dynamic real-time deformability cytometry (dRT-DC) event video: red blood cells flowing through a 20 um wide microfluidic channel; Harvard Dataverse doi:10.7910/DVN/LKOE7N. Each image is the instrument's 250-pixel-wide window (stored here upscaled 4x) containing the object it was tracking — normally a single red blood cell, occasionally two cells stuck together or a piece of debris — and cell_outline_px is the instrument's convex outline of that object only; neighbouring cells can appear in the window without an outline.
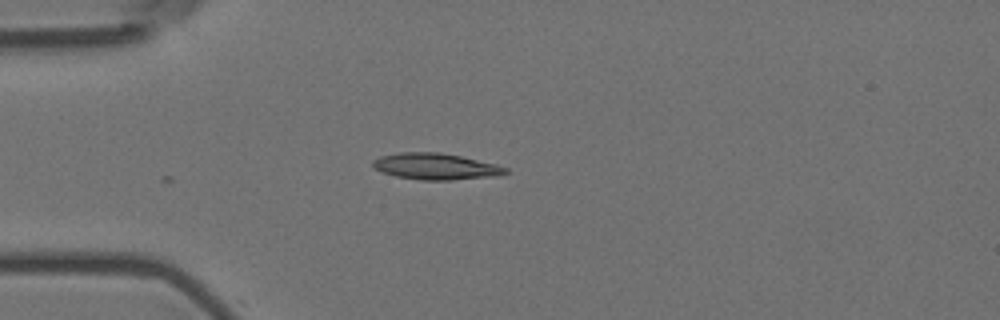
{"species": "Egyptian fruit bat (a non-hibernating species)", "species_latin": "Rousettus aegyptiacus", "temperature_condition": "room temperature", "stored_images_in_passage": 4, "camera_frame_rate_fps": 3000, "um_per_image_px": 0.085, "animal": {"sex": "female"}, "frame": {"image": 1, "passage_image": 1, "time_ms": 0.0, "image_size_px": [1000, 320], "cell_outline_px": [[508, 172], [500, 176], [452, 180], [420, 180], [396, 176], [372, 168], [372, 160], [380, 156], [400, 152], [440, 152], [460, 156], [496, 164], [508, 168]], "centroid_in_image_um": [37.04, 14.15], "position_along_channel_um": 48.0, "area_um2": 20.52}}
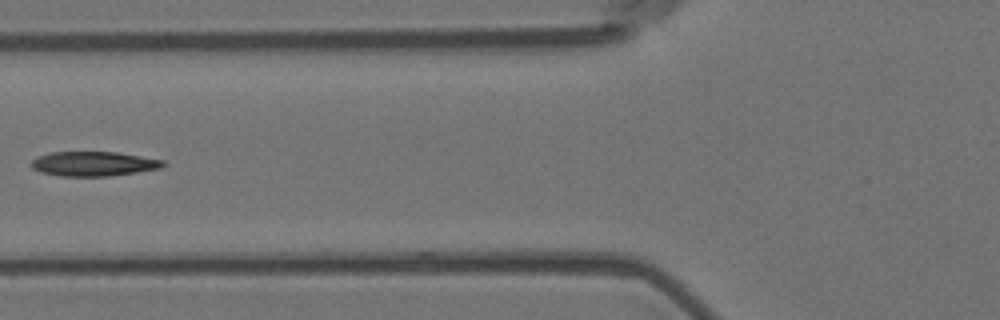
{"frame": {"image": 2, "passage_image": 3, "time_ms": 0.667, "image_size_px": [1000, 320], "cell_outline_px": [[168, 164], [160, 168], [136, 172], [108, 176], [60, 176], [40, 172], [32, 168], [28, 164], [36, 156], [52, 152], [116, 152], [164, 160]], "centroid_in_image_um": [7.92, 13.92], "position_along_channel_um": 117.9, "area_um2": 18.96}}
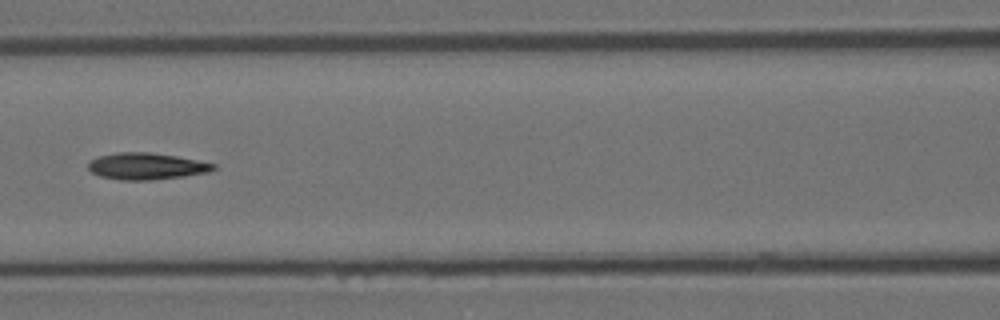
{"frame": {"image": 3, "passage_image": 4, "time_ms": 1.0, "image_size_px": [1000, 320], "cell_outline_px": [[216, 168], [208, 172], [184, 176], [152, 180], [120, 180], [100, 176], [92, 172], [88, 168], [88, 160], [100, 156], [120, 152], [148, 152], [176, 156], [216, 164]], "centroid_in_image_um": [12.42, 14.13], "position_along_channel_um": 154.2, "area_um2": 19.36}}